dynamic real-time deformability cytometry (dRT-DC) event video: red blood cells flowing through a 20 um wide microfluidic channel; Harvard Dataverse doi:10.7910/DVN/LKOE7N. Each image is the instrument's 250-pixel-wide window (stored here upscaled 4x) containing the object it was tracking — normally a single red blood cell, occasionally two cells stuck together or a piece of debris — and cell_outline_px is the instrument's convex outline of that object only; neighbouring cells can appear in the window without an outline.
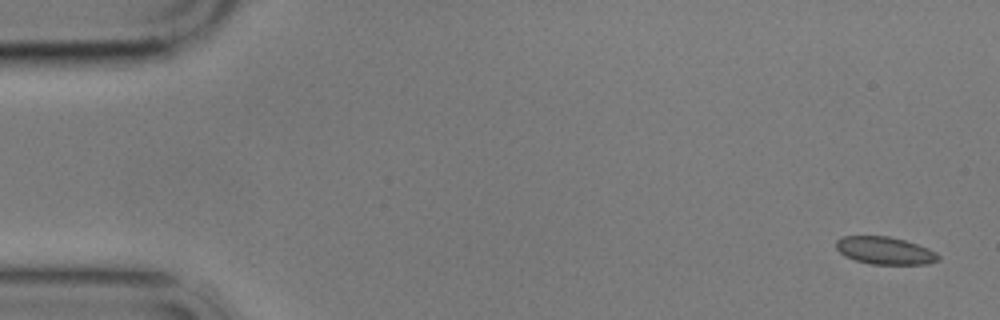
{"species": "common noctule bat (a hibernating species)", "species_latin": "Nyctalus noctula", "temperature_condition": "cold", "stored_images_in_passage": 5, "camera_frame_rate_fps": 3000, "um_per_image_px": 0.085, "animal": {"sex": "male", "body_mass_g": 17.9}, "frame": {"image": 1, "passage_image": 1, "time_ms": 0.0, "image_size_px": [1000, 320], "cell_outline_px": [[940, 260], [928, 264], [872, 264], [856, 260], [844, 256], [836, 248], [836, 240], [844, 236], [888, 236], [904, 240], [928, 248], [936, 252], [940, 256]], "centroid_in_image_um": [75.23, 21.3], "position_along_channel_um": 9.8, "area_um2": 16.36}}